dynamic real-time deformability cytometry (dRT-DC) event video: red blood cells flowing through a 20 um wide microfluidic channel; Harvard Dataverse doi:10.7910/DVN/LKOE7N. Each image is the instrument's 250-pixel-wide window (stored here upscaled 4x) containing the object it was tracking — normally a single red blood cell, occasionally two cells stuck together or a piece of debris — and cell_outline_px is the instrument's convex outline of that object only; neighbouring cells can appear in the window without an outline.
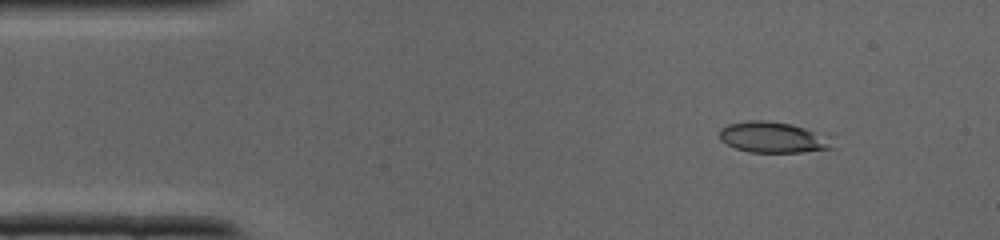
{"species": "common noctule bat (a hibernating species)", "species_latin": "Nyctalus noctula", "temperature_condition": "cold", "stored_images_in_passage": 36, "camera_frame_rate_fps": 3000, "um_per_image_px": 0.085, "animal": {"sex": "male", "body_mass_g": 19.0, "forearm_length_mm": 50.8}, "frame": {"image": 1, "passage_image": 4, "time_ms": 1.0, "image_size_px": [1000, 240], "cell_outline_px": [[832, 148], [800, 152], [748, 152], [736, 148], [720, 140], [720, 128], [728, 124], [752, 120], [764, 120], [792, 124], [804, 128], [812, 132]], "centroid_in_image_um": [65.49, 11.67], "position_along_channel_um": 19.5, "area_um2": 19.25}}
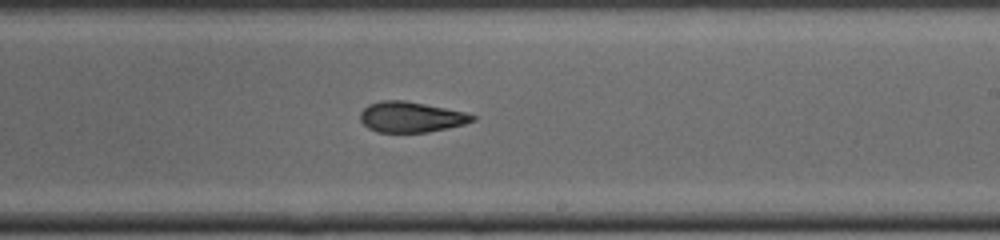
{"frame": {"image": 2, "passage_image": 21, "time_ms": 6.667, "image_size_px": [1000, 240], "cell_outline_px": [[476, 120], [464, 124], [448, 128], [428, 132], [376, 132], [368, 128], [360, 120], [360, 112], [368, 104], [380, 100], [404, 100], [464, 112], [476, 116]], "centroid_in_image_um": [34.91, 9.95], "position_along_channel_um": 254.1, "area_um2": 19.94}}
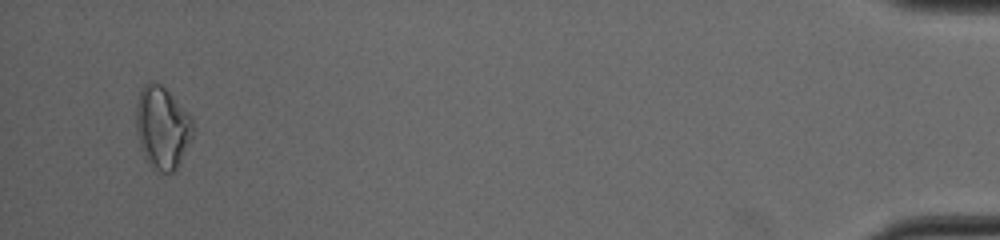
{"frame": {"image": 3, "passage_image": 35, "time_ms": 11.333, "image_size_px": [1000, 240], "cell_outline_px": [[192, 136], [176, 168], [172, 172], [160, 176], [144, 160], [140, 148], [136, 128], [136, 108], [140, 88], [144, 84], [152, 80], [160, 84], [192, 116]], "centroid_in_image_um": [13.75, 10.88], "position_along_channel_um": 421.4, "area_um2": 27.51}}